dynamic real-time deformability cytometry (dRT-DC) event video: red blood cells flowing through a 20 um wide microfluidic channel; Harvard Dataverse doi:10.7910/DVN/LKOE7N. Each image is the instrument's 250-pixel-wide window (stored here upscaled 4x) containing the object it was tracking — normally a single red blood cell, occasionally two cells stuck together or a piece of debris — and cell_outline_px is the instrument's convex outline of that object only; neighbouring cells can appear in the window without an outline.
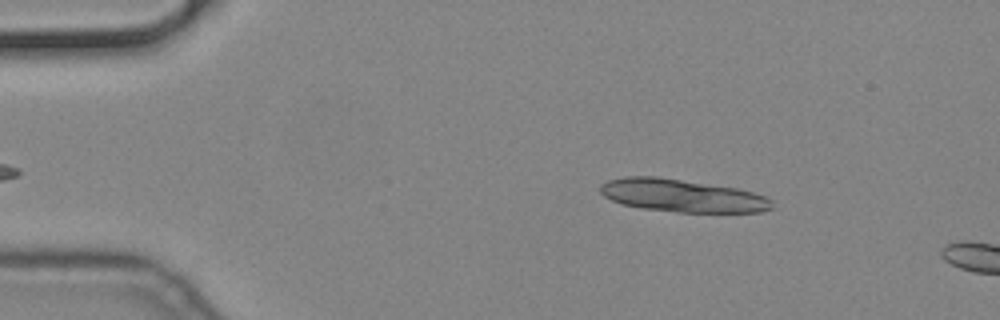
{"species": "common noctule bat (a hibernating species)", "species_latin": "Nyctalus noctula", "temperature_condition": "cold", "stored_images_in_passage": 7, "camera_frame_rate_fps": 3000, "um_per_image_px": 0.085, "animal": {"sex": "male", "body_mass_g": 19.2, "forearm_length_mm": 51.8}, "frame": {"image": 1, "passage_image": 4, "time_ms": 1.0, "image_size_px": [1000, 320], "cell_outline_px": [[772, 208], [760, 212], [676, 212], [640, 208], [624, 204], [612, 200], [604, 196], [600, 192], [600, 184], [608, 180], [624, 176], [656, 176], [740, 188], [764, 196], [772, 200]], "centroid_in_image_um": [57.97, 16.62], "position_along_channel_um": 27.0, "area_um2": 32.89}}